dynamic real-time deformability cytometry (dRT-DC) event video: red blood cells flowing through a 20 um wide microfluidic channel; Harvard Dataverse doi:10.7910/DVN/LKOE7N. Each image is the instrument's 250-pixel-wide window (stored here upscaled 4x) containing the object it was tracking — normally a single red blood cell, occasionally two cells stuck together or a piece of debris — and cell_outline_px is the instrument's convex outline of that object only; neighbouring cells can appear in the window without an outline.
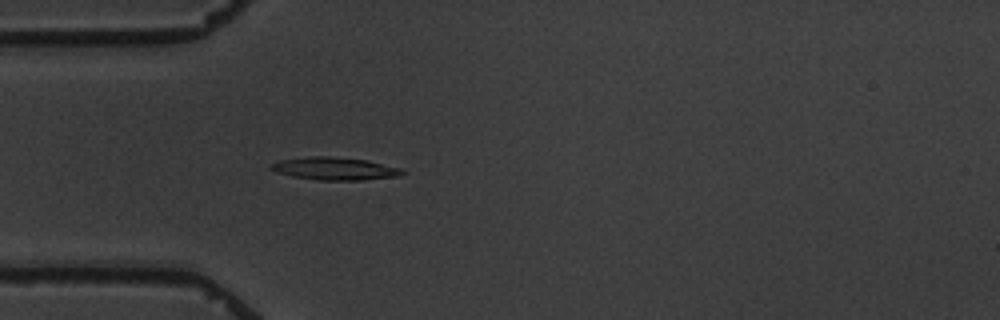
{"species": "common noctule bat (a hibernating species)", "species_latin": "Nyctalus noctula", "temperature_condition": "warm", "stored_images_in_passage": 4, "camera_frame_rate_fps": 3000, "um_per_image_px": 0.085, "animal": {"sex": "male", "body_mass_g": 19.5, "forearm_length_mm": 54.6}, "frame": {"image": 1, "passage_image": 4, "time_ms": 3.667, "image_size_px": [1000, 320], "cell_outline_px": [[404, 172], [400, 176], [360, 180], [320, 180], [292, 176], [276, 172], [268, 168], [272, 164], [280, 160], [308, 156], [328, 156], [368, 160], [400, 168]], "centroid_in_image_um": [28.44, 14.33], "position_along_channel_um": 56.6, "area_um2": 17.28}}